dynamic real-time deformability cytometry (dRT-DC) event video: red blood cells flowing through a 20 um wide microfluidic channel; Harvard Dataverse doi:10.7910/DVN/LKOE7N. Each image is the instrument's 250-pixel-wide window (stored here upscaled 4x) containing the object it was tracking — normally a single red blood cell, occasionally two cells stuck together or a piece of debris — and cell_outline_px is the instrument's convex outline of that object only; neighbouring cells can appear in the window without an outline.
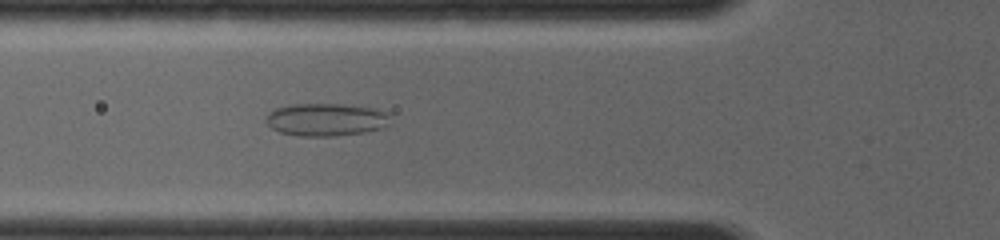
{"species": "common noctule bat (a hibernating species)", "species_latin": "Nyctalus noctula", "temperature_condition": "room temperature", "stored_images_in_passage": 74, "camera_frame_rate_fps": 4000, "um_per_image_px": 0.085, "animal": {"sex": "female", "body_mass_g": 19.0, "forearm_length_mm": 56.7}, "frame": {"image": 1, "passage_image": 34, "time_ms": 4.5, "image_size_px": [1000, 240], "cell_outline_px": [[392, 116], [388, 124], [380, 128], [364, 132], [336, 136], [300, 136], [280, 132], [272, 128], [264, 120], [268, 112], [276, 108], [292, 104], [344, 104], [376, 108], [388, 112]], "centroid_in_image_um": [27.73, 10.16], "position_along_channel_um": 98.1, "area_um2": 23.93}}
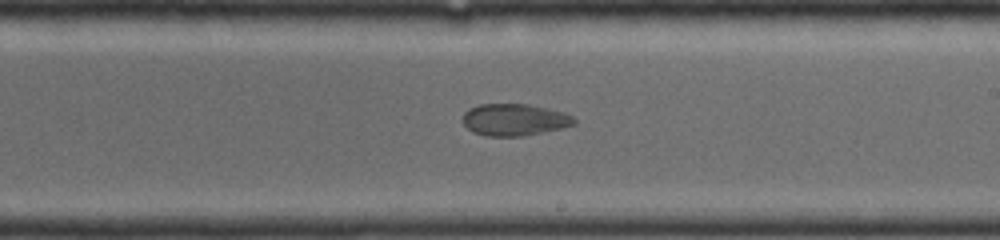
{"frame": {"image": 2, "passage_image": 47, "time_ms": 7.75, "image_size_px": [1000, 240], "cell_outline_px": [[576, 124], [544, 132], [524, 136], [484, 136], [472, 132], [464, 124], [464, 112], [468, 108], [480, 104], [528, 104], [548, 108], [564, 112], [572, 116], [576, 120]], "centroid_in_image_um": [43.73, 10.18], "position_along_channel_um": 245.3, "area_um2": 20.81}}
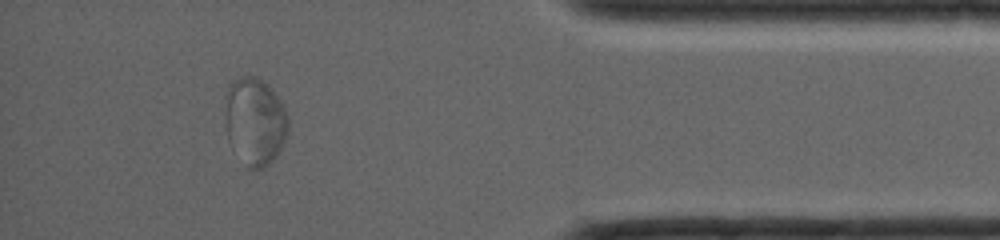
{"frame": {"image": 3, "passage_image": 62, "time_ms": 12.0, "image_size_px": [1000, 240], "cell_outline_px": [[288, 132], [284, 144], [272, 160], [264, 168], [248, 168], [228, 140], [224, 120], [224, 96], [228, 84], [232, 80], [240, 76], [252, 76], [268, 84], [272, 88], [280, 100], [288, 116]], "centroid_in_image_um": [21.64, 10.27], "position_along_channel_um": 413.6, "area_um2": 32.6}}